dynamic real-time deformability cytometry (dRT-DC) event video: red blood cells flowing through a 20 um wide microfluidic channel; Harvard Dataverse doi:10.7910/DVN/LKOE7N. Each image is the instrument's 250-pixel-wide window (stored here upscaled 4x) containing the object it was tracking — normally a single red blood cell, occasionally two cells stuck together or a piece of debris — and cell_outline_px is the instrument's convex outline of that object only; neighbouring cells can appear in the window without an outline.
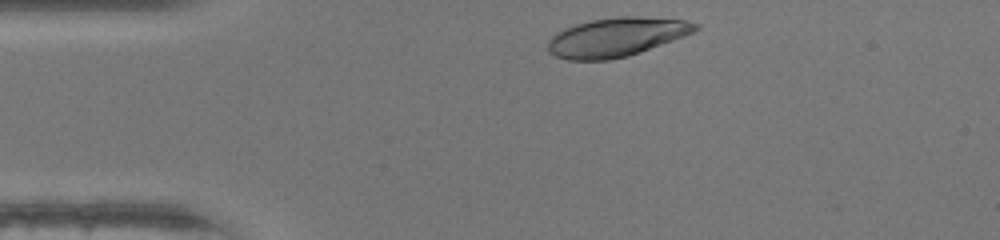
{"species": "human", "species_latin": "Homo sapiens", "temperature_condition": "warm", "stored_images_in_passage": 30, "camera_frame_rate_fps": 3000, "um_per_image_px": 0.085, "donor": {"sex": "female"}, "frame": {"image": 1, "passage_image": 2, "time_ms": 0.333, "image_size_px": [1000, 240], "cell_outline_px": [[700, 28], [684, 36], [640, 52], [628, 56], [608, 60], [568, 60], [556, 56], [548, 52], [548, 40], [556, 32], [564, 28], [588, 20], [620, 16], [636, 16], [688, 20], [700, 24]], "centroid_in_image_um": [52.39, 3.14], "position_along_channel_um": 32.6, "area_um2": 33.58}}
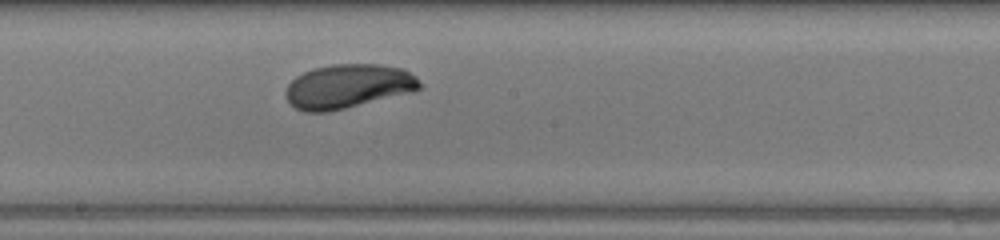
{"frame": {"image": 2, "passage_image": 18, "time_ms": 5.667, "image_size_px": [1000, 240], "cell_outline_px": [[424, 84], [420, 88], [412, 92], [328, 112], [304, 112], [296, 108], [284, 96], [284, 92], [288, 84], [296, 76], [312, 68], [332, 64], [380, 64], [404, 68], [416, 76]], "centroid_in_image_um": [29.59, 7.32], "position_along_channel_um": 218.6, "area_um2": 34.68}}
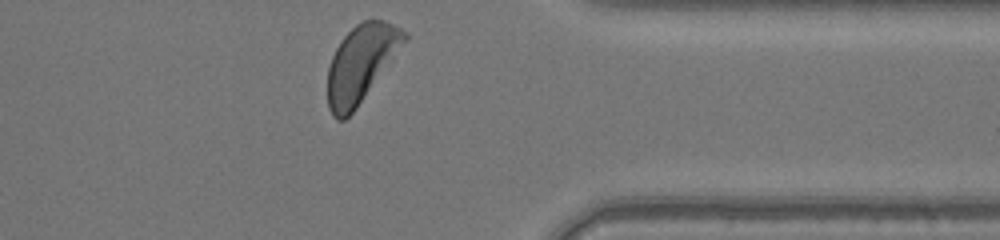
{"frame": {"image": 3, "passage_image": 30, "time_ms": 9.667, "image_size_px": [1000, 240], "cell_outline_px": [[408, 40], [356, 108], [344, 120], [336, 120], [332, 116], [328, 108], [328, 68], [332, 56], [336, 48], [344, 36], [356, 24], [364, 20], [384, 20], [408, 32]], "centroid_in_image_um": [30.7, 5.39], "position_along_channel_um": 380.7, "area_um2": 34.28}, "authors_computed_cell_mechanics": {"area_um2": 33.8997, "velocity_mm_per_s": 4.3486, "shape_relaxation_time_tau1_ms": 5.2308, "shape_relaxation_time_tau2_ms": null, "deformation_change_tau1": 0.2458, "deformation_change_tau2": null}}